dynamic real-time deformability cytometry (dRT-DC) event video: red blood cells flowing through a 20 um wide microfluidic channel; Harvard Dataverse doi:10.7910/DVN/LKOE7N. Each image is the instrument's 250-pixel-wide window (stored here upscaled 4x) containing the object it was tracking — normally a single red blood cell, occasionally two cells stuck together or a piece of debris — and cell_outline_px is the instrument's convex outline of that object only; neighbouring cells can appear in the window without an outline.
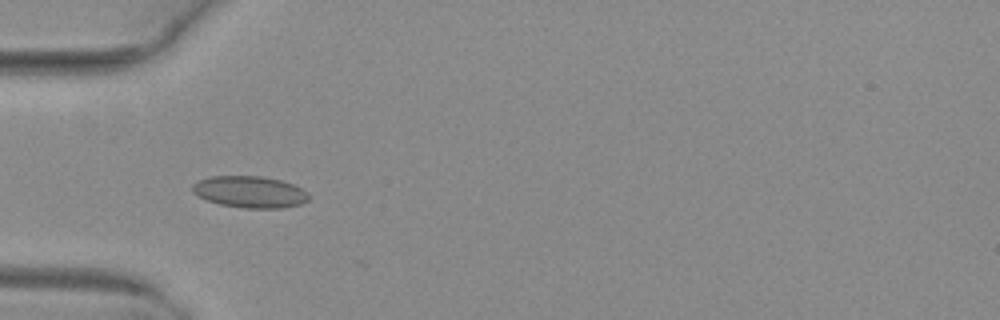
{"species": "common noctule bat (a hibernating species)", "species_latin": "Nyctalus noctula", "temperature_condition": "warm", "stored_images_in_passage": 7, "camera_frame_rate_fps": 3000, "um_per_image_px": 0.085, "animal": {"sex": "female", "body_mass_g": 29.2, "forearm_length_mm": 56.3}, "frame": {"image": 1, "passage_image": 2, "time_ms": 0.333, "image_size_px": [1000, 320], "cell_outline_px": [[308, 200], [300, 204], [284, 208], [244, 208], [220, 204], [196, 196], [192, 192], [192, 184], [196, 180], [212, 176], [260, 176], [280, 180], [292, 184], [308, 192]], "centroid_in_image_um": [21.2, 16.31], "position_along_channel_um": 63.8, "area_um2": 21.5}}
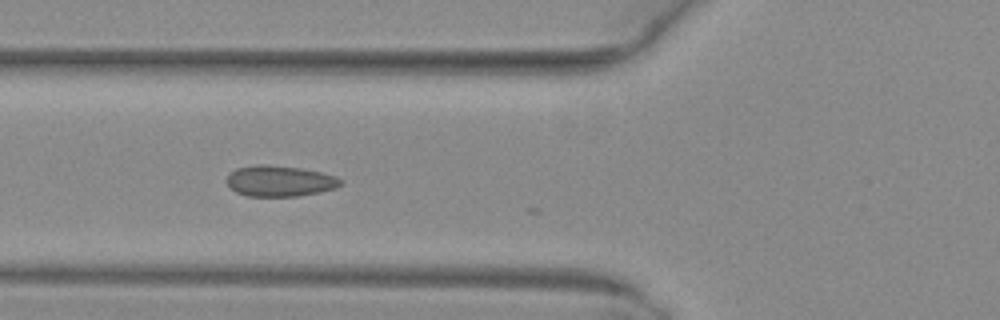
{"frame": {"image": 2, "passage_image": 5, "time_ms": 1.333, "image_size_px": [1000, 320], "cell_outline_px": [[344, 180], [336, 188], [320, 192], [296, 196], [248, 196], [236, 192], [228, 184], [228, 176], [236, 168], [256, 164], [268, 164], [300, 168], [320, 172], [336, 176]], "centroid_in_image_um": [23.8, 15.38], "position_along_channel_um": 102.0, "area_um2": 20.4}}